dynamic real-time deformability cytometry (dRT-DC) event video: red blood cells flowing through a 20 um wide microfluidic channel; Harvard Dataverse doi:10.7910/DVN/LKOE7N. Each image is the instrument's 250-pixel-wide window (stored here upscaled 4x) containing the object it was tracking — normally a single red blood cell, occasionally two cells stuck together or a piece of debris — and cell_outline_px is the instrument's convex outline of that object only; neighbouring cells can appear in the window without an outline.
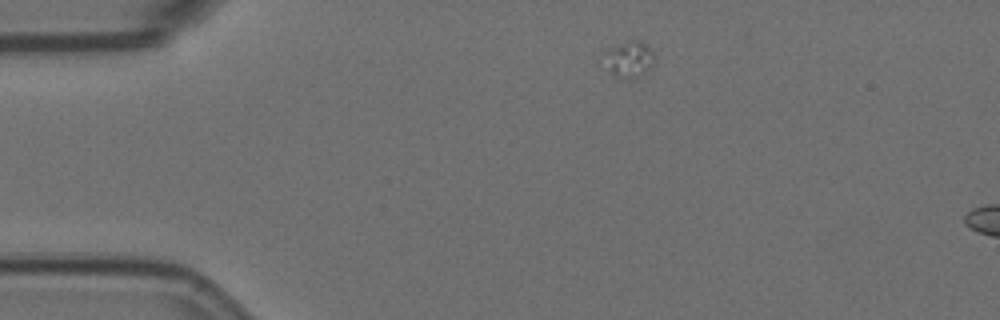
{"species": "Egyptian fruit bat (a non-hibernating species)", "species_latin": "Rousettus aegyptiacus", "temperature_condition": "room temperature", "stored_images_in_passage": 3, "segment_of_instrument_passage": [1, 2], "camera_frame_rate_fps": 3000, "um_per_image_px": 0.085, "animal": {"sex": "female"}, "frame": {"image": 1, "passage_image": 1, "time_ms": 0.0, "image_size_px": [1000, 320], "cell_outline_px": [[656, 56], [652, 68], [644, 72], [632, 76], [616, 76], [612, 72], [604, 52], [628, 40], [640, 40], [648, 44]], "centroid_in_image_um": [53.6, 4.95], "position_along_channel_um": 31.4, "area_um2": 10.0}}